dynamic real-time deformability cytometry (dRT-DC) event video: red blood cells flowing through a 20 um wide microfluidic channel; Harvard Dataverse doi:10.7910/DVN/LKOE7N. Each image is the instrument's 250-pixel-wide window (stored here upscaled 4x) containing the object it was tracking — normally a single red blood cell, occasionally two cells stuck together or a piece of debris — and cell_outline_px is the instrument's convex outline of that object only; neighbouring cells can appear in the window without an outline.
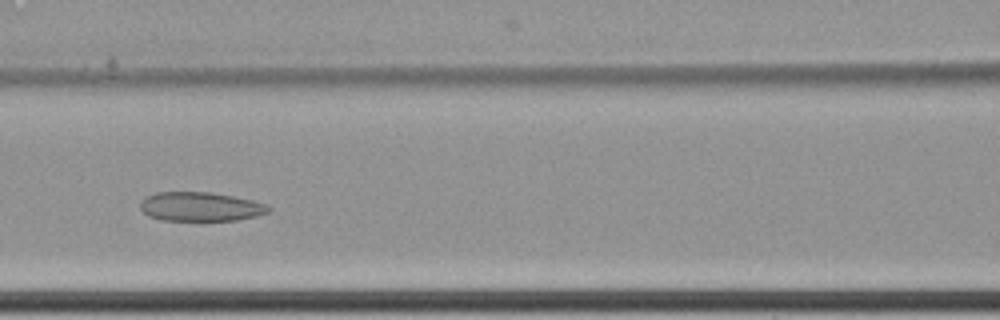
{"species": "common noctule bat (a hibernating species)", "species_latin": "Nyctalus noctula", "temperature_condition": "cold", "stored_images_in_passage": 9, "camera_frame_rate_fps": 3000, "um_per_image_px": 0.085, "animal": {"sex": "female", "body_mass_g": 22.7, "forearm_length_mm": 54.2}, "frame": {"image": 1, "passage_image": 8, "time_ms": 2.333, "image_size_px": [1000, 320], "cell_outline_px": [[272, 208], [268, 212], [256, 216], [236, 220], [160, 220], [148, 216], [140, 208], [140, 200], [156, 192], [212, 192], [252, 200], [268, 204]], "centroid_in_image_um": [17.04, 17.56], "position_along_channel_um": 149.6, "area_um2": 21.79}}
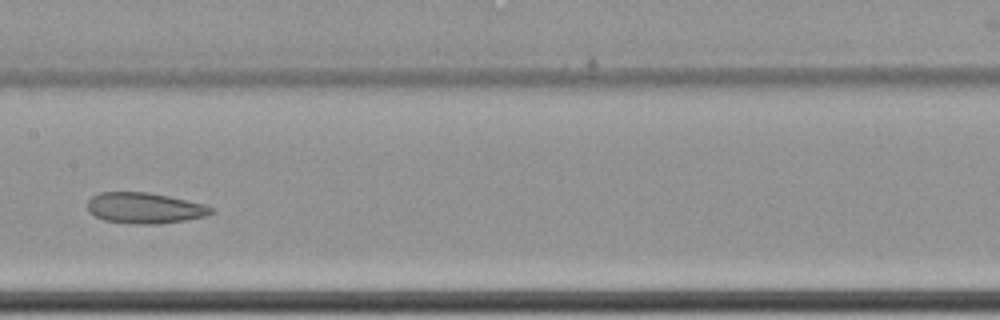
{"frame": {"image": 2, "passage_image": 9, "time_ms": 2.667, "image_size_px": [1000, 320], "cell_outline_px": [[216, 212], [204, 216], [184, 220], [156, 224], [140, 224], [104, 220], [88, 212], [88, 200], [92, 196], [100, 192], [148, 192], [168, 196], [204, 204], [212, 208]], "centroid_in_image_um": [12.28, 17.67], "position_along_channel_um": 195.1, "area_um2": 22.02}}